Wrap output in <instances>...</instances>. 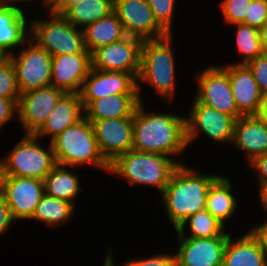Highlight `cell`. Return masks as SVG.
Instances as JSON below:
<instances>
[{"mask_svg":"<svg viewBox=\"0 0 267 266\" xmlns=\"http://www.w3.org/2000/svg\"><path fill=\"white\" fill-rule=\"evenodd\" d=\"M145 106L140 101L133 114V150L167 155L179 165L184 164L177 158L188 149L186 116L171 110L170 113L150 112Z\"/></svg>","mask_w":267,"mask_h":266,"instance_id":"1","label":"cell"},{"mask_svg":"<svg viewBox=\"0 0 267 266\" xmlns=\"http://www.w3.org/2000/svg\"><path fill=\"white\" fill-rule=\"evenodd\" d=\"M200 171L188 166L187 163L180 164L160 195L164 203L165 216L174 230L190 215L206 209L208 190L220 175L202 174Z\"/></svg>","mask_w":267,"mask_h":266,"instance_id":"2","label":"cell"},{"mask_svg":"<svg viewBox=\"0 0 267 266\" xmlns=\"http://www.w3.org/2000/svg\"><path fill=\"white\" fill-rule=\"evenodd\" d=\"M174 34L159 39H145L141 45L140 73L137 78L139 99L142 98V84L151 87L168 105L175 98L176 83V47L172 46ZM170 103V104H169Z\"/></svg>","mask_w":267,"mask_h":266,"instance_id":"3","label":"cell"},{"mask_svg":"<svg viewBox=\"0 0 267 266\" xmlns=\"http://www.w3.org/2000/svg\"><path fill=\"white\" fill-rule=\"evenodd\" d=\"M179 164L162 154L130 150L110 163L109 175L126 179L130 186H150L161 195ZM145 185V186H144Z\"/></svg>","mask_w":267,"mask_h":266,"instance_id":"4","label":"cell"},{"mask_svg":"<svg viewBox=\"0 0 267 266\" xmlns=\"http://www.w3.org/2000/svg\"><path fill=\"white\" fill-rule=\"evenodd\" d=\"M56 164L75 167H94L109 173L110 164L103 157L91 122L85 117L66 128L50 141Z\"/></svg>","mask_w":267,"mask_h":266,"instance_id":"5","label":"cell"},{"mask_svg":"<svg viewBox=\"0 0 267 266\" xmlns=\"http://www.w3.org/2000/svg\"><path fill=\"white\" fill-rule=\"evenodd\" d=\"M47 12L46 19H30L31 40L51 56L90 53L85 47L82 28L75 27L63 15Z\"/></svg>","mask_w":267,"mask_h":266,"instance_id":"6","label":"cell"},{"mask_svg":"<svg viewBox=\"0 0 267 266\" xmlns=\"http://www.w3.org/2000/svg\"><path fill=\"white\" fill-rule=\"evenodd\" d=\"M22 136L14 148L2 156L4 175L43 180L56 165L52 145L49 141V145L43 147L34 134Z\"/></svg>","mask_w":267,"mask_h":266,"instance_id":"7","label":"cell"},{"mask_svg":"<svg viewBox=\"0 0 267 266\" xmlns=\"http://www.w3.org/2000/svg\"><path fill=\"white\" fill-rule=\"evenodd\" d=\"M186 114V141L189 146L207 136L222 147L232 144L236 118L199 103L194 97ZM203 134V135H202Z\"/></svg>","mask_w":267,"mask_h":266,"instance_id":"8","label":"cell"},{"mask_svg":"<svg viewBox=\"0 0 267 266\" xmlns=\"http://www.w3.org/2000/svg\"><path fill=\"white\" fill-rule=\"evenodd\" d=\"M20 49L10 56L20 94L50 86L52 56L31 39Z\"/></svg>","mask_w":267,"mask_h":266,"instance_id":"9","label":"cell"},{"mask_svg":"<svg viewBox=\"0 0 267 266\" xmlns=\"http://www.w3.org/2000/svg\"><path fill=\"white\" fill-rule=\"evenodd\" d=\"M195 75L197 88L194 98L199 103L236 119L242 116L236 108L228 73L219 64L200 68Z\"/></svg>","mask_w":267,"mask_h":266,"instance_id":"10","label":"cell"},{"mask_svg":"<svg viewBox=\"0 0 267 266\" xmlns=\"http://www.w3.org/2000/svg\"><path fill=\"white\" fill-rule=\"evenodd\" d=\"M142 42L138 37L127 35L120 41L99 47L91 53V68L131 73L137 79Z\"/></svg>","mask_w":267,"mask_h":266,"instance_id":"11","label":"cell"},{"mask_svg":"<svg viewBox=\"0 0 267 266\" xmlns=\"http://www.w3.org/2000/svg\"><path fill=\"white\" fill-rule=\"evenodd\" d=\"M64 94L52 85L20 94L17 121L25 134H35L42 127Z\"/></svg>","mask_w":267,"mask_h":266,"instance_id":"12","label":"cell"},{"mask_svg":"<svg viewBox=\"0 0 267 266\" xmlns=\"http://www.w3.org/2000/svg\"><path fill=\"white\" fill-rule=\"evenodd\" d=\"M15 221L30 220L45 194L43 180L4 175L2 192Z\"/></svg>","mask_w":267,"mask_h":266,"instance_id":"13","label":"cell"},{"mask_svg":"<svg viewBox=\"0 0 267 266\" xmlns=\"http://www.w3.org/2000/svg\"><path fill=\"white\" fill-rule=\"evenodd\" d=\"M113 11L128 36L145 40L168 35L156 21L147 0H115Z\"/></svg>","mask_w":267,"mask_h":266,"instance_id":"14","label":"cell"},{"mask_svg":"<svg viewBox=\"0 0 267 266\" xmlns=\"http://www.w3.org/2000/svg\"><path fill=\"white\" fill-rule=\"evenodd\" d=\"M99 149L110 164L133 149V118H109L91 122Z\"/></svg>","mask_w":267,"mask_h":266,"instance_id":"15","label":"cell"},{"mask_svg":"<svg viewBox=\"0 0 267 266\" xmlns=\"http://www.w3.org/2000/svg\"><path fill=\"white\" fill-rule=\"evenodd\" d=\"M113 94H138L137 79L131 73L91 68L80 92L84 109L93 100Z\"/></svg>","mask_w":267,"mask_h":266,"instance_id":"16","label":"cell"},{"mask_svg":"<svg viewBox=\"0 0 267 266\" xmlns=\"http://www.w3.org/2000/svg\"><path fill=\"white\" fill-rule=\"evenodd\" d=\"M177 266H222L228 237H177Z\"/></svg>","mask_w":267,"mask_h":266,"instance_id":"17","label":"cell"},{"mask_svg":"<svg viewBox=\"0 0 267 266\" xmlns=\"http://www.w3.org/2000/svg\"><path fill=\"white\" fill-rule=\"evenodd\" d=\"M91 69V53L52 56L51 85L65 93H80Z\"/></svg>","mask_w":267,"mask_h":266,"instance_id":"18","label":"cell"},{"mask_svg":"<svg viewBox=\"0 0 267 266\" xmlns=\"http://www.w3.org/2000/svg\"><path fill=\"white\" fill-rule=\"evenodd\" d=\"M228 73L229 83L238 112L242 116L256 115L262 92L246 64H220Z\"/></svg>","mask_w":267,"mask_h":266,"instance_id":"19","label":"cell"},{"mask_svg":"<svg viewBox=\"0 0 267 266\" xmlns=\"http://www.w3.org/2000/svg\"><path fill=\"white\" fill-rule=\"evenodd\" d=\"M25 9L0 1V48L10 56L30 39L31 18Z\"/></svg>","mask_w":267,"mask_h":266,"instance_id":"20","label":"cell"},{"mask_svg":"<svg viewBox=\"0 0 267 266\" xmlns=\"http://www.w3.org/2000/svg\"><path fill=\"white\" fill-rule=\"evenodd\" d=\"M85 117L80 93H65L57 102L46 122L34 134L41 141L45 137L50 141L66 128L77 124Z\"/></svg>","mask_w":267,"mask_h":266,"instance_id":"21","label":"cell"},{"mask_svg":"<svg viewBox=\"0 0 267 266\" xmlns=\"http://www.w3.org/2000/svg\"><path fill=\"white\" fill-rule=\"evenodd\" d=\"M246 154L249 164L257 156L267 153V125L256 115L236 119L232 146Z\"/></svg>","mask_w":267,"mask_h":266,"instance_id":"22","label":"cell"},{"mask_svg":"<svg viewBox=\"0 0 267 266\" xmlns=\"http://www.w3.org/2000/svg\"><path fill=\"white\" fill-rule=\"evenodd\" d=\"M230 234L222 266H267V255L259 237L250 228L245 234Z\"/></svg>","mask_w":267,"mask_h":266,"instance_id":"23","label":"cell"},{"mask_svg":"<svg viewBox=\"0 0 267 266\" xmlns=\"http://www.w3.org/2000/svg\"><path fill=\"white\" fill-rule=\"evenodd\" d=\"M140 103L139 94H113L93 100L84 110L85 118L92 122L109 118H133Z\"/></svg>","mask_w":267,"mask_h":266,"instance_id":"24","label":"cell"},{"mask_svg":"<svg viewBox=\"0 0 267 266\" xmlns=\"http://www.w3.org/2000/svg\"><path fill=\"white\" fill-rule=\"evenodd\" d=\"M237 202L236 196L233 195L231 179L220 174L208 190L206 210L227 227L228 220L232 219L234 214H237L239 205Z\"/></svg>","mask_w":267,"mask_h":266,"instance_id":"25","label":"cell"},{"mask_svg":"<svg viewBox=\"0 0 267 266\" xmlns=\"http://www.w3.org/2000/svg\"><path fill=\"white\" fill-rule=\"evenodd\" d=\"M75 170V171H74ZM74 167L56 164L43 179L45 194L73 203L82 189L80 176Z\"/></svg>","mask_w":267,"mask_h":266,"instance_id":"26","label":"cell"},{"mask_svg":"<svg viewBox=\"0 0 267 266\" xmlns=\"http://www.w3.org/2000/svg\"><path fill=\"white\" fill-rule=\"evenodd\" d=\"M83 32L85 47L90 53L127 36L114 11L102 19L88 24Z\"/></svg>","mask_w":267,"mask_h":266,"instance_id":"27","label":"cell"},{"mask_svg":"<svg viewBox=\"0 0 267 266\" xmlns=\"http://www.w3.org/2000/svg\"><path fill=\"white\" fill-rule=\"evenodd\" d=\"M187 227L189 232H186ZM174 231L176 237L191 238L229 237L232 233L206 209L190 215Z\"/></svg>","mask_w":267,"mask_h":266,"instance_id":"28","label":"cell"},{"mask_svg":"<svg viewBox=\"0 0 267 266\" xmlns=\"http://www.w3.org/2000/svg\"><path fill=\"white\" fill-rule=\"evenodd\" d=\"M74 211L76 212V206L73 203L44 194L31 219L46 224L47 227L59 228L71 220Z\"/></svg>","mask_w":267,"mask_h":266,"instance_id":"29","label":"cell"},{"mask_svg":"<svg viewBox=\"0 0 267 266\" xmlns=\"http://www.w3.org/2000/svg\"><path fill=\"white\" fill-rule=\"evenodd\" d=\"M114 2L112 0H83L69 8L63 16L75 27L84 29L113 12Z\"/></svg>","mask_w":267,"mask_h":266,"instance_id":"30","label":"cell"},{"mask_svg":"<svg viewBox=\"0 0 267 266\" xmlns=\"http://www.w3.org/2000/svg\"><path fill=\"white\" fill-rule=\"evenodd\" d=\"M233 26L236 28L234 34L236 39V53H238L239 57H241L239 62H235L233 64H247L249 61L256 59L264 53L261 46L258 28L242 23L235 24Z\"/></svg>","mask_w":267,"mask_h":266,"instance_id":"31","label":"cell"},{"mask_svg":"<svg viewBox=\"0 0 267 266\" xmlns=\"http://www.w3.org/2000/svg\"><path fill=\"white\" fill-rule=\"evenodd\" d=\"M177 0H147L158 24L168 33L173 34V21Z\"/></svg>","mask_w":267,"mask_h":266,"instance_id":"32","label":"cell"},{"mask_svg":"<svg viewBox=\"0 0 267 266\" xmlns=\"http://www.w3.org/2000/svg\"><path fill=\"white\" fill-rule=\"evenodd\" d=\"M251 2L252 0H221L218 6L223 14V22L229 26L243 23Z\"/></svg>","mask_w":267,"mask_h":266,"instance_id":"33","label":"cell"},{"mask_svg":"<svg viewBox=\"0 0 267 266\" xmlns=\"http://www.w3.org/2000/svg\"><path fill=\"white\" fill-rule=\"evenodd\" d=\"M16 70L11 59L0 67V98L19 99Z\"/></svg>","mask_w":267,"mask_h":266,"instance_id":"34","label":"cell"},{"mask_svg":"<svg viewBox=\"0 0 267 266\" xmlns=\"http://www.w3.org/2000/svg\"><path fill=\"white\" fill-rule=\"evenodd\" d=\"M168 252L154 253L146 258H129L128 261L126 260V262L117 266H177L174 251L172 253L171 251Z\"/></svg>","mask_w":267,"mask_h":266,"instance_id":"35","label":"cell"},{"mask_svg":"<svg viewBox=\"0 0 267 266\" xmlns=\"http://www.w3.org/2000/svg\"><path fill=\"white\" fill-rule=\"evenodd\" d=\"M267 22V0H252L242 24L261 28Z\"/></svg>","mask_w":267,"mask_h":266,"instance_id":"36","label":"cell"},{"mask_svg":"<svg viewBox=\"0 0 267 266\" xmlns=\"http://www.w3.org/2000/svg\"><path fill=\"white\" fill-rule=\"evenodd\" d=\"M246 65L252 71L261 92H267V53H263Z\"/></svg>","mask_w":267,"mask_h":266,"instance_id":"37","label":"cell"},{"mask_svg":"<svg viewBox=\"0 0 267 266\" xmlns=\"http://www.w3.org/2000/svg\"><path fill=\"white\" fill-rule=\"evenodd\" d=\"M248 165V169H254L255 176L257 177L258 190L267 187V153L257 156Z\"/></svg>","mask_w":267,"mask_h":266,"instance_id":"38","label":"cell"},{"mask_svg":"<svg viewBox=\"0 0 267 266\" xmlns=\"http://www.w3.org/2000/svg\"><path fill=\"white\" fill-rule=\"evenodd\" d=\"M19 99H2L0 98V131L3 125L10 124L13 119H17V103Z\"/></svg>","mask_w":267,"mask_h":266,"instance_id":"39","label":"cell"},{"mask_svg":"<svg viewBox=\"0 0 267 266\" xmlns=\"http://www.w3.org/2000/svg\"><path fill=\"white\" fill-rule=\"evenodd\" d=\"M15 222L10 208L2 193H0V236H4Z\"/></svg>","mask_w":267,"mask_h":266,"instance_id":"40","label":"cell"},{"mask_svg":"<svg viewBox=\"0 0 267 266\" xmlns=\"http://www.w3.org/2000/svg\"><path fill=\"white\" fill-rule=\"evenodd\" d=\"M82 1L83 0H54L49 11L56 15H63L69 8Z\"/></svg>","mask_w":267,"mask_h":266,"instance_id":"41","label":"cell"},{"mask_svg":"<svg viewBox=\"0 0 267 266\" xmlns=\"http://www.w3.org/2000/svg\"><path fill=\"white\" fill-rule=\"evenodd\" d=\"M253 232L259 237L263 250L267 255V222H262L261 224L251 226Z\"/></svg>","mask_w":267,"mask_h":266,"instance_id":"42","label":"cell"},{"mask_svg":"<svg viewBox=\"0 0 267 266\" xmlns=\"http://www.w3.org/2000/svg\"><path fill=\"white\" fill-rule=\"evenodd\" d=\"M256 116L267 125V92H262L259 110Z\"/></svg>","mask_w":267,"mask_h":266,"instance_id":"43","label":"cell"},{"mask_svg":"<svg viewBox=\"0 0 267 266\" xmlns=\"http://www.w3.org/2000/svg\"><path fill=\"white\" fill-rule=\"evenodd\" d=\"M258 200L260 203V208H262L264 210V212H266L265 215H267V187L266 188H262L258 190ZM267 217V216H266ZM264 222H267V219H265Z\"/></svg>","mask_w":267,"mask_h":266,"instance_id":"44","label":"cell"},{"mask_svg":"<svg viewBox=\"0 0 267 266\" xmlns=\"http://www.w3.org/2000/svg\"><path fill=\"white\" fill-rule=\"evenodd\" d=\"M258 30L263 52L267 53V22Z\"/></svg>","mask_w":267,"mask_h":266,"instance_id":"45","label":"cell"},{"mask_svg":"<svg viewBox=\"0 0 267 266\" xmlns=\"http://www.w3.org/2000/svg\"><path fill=\"white\" fill-rule=\"evenodd\" d=\"M10 59V55L0 48V67Z\"/></svg>","mask_w":267,"mask_h":266,"instance_id":"46","label":"cell"},{"mask_svg":"<svg viewBox=\"0 0 267 266\" xmlns=\"http://www.w3.org/2000/svg\"><path fill=\"white\" fill-rule=\"evenodd\" d=\"M0 1L3 3L15 4V5H19V2H20V6L22 5L21 3L24 4V2L27 4V1H28V3H30L29 2L30 0H0Z\"/></svg>","mask_w":267,"mask_h":266,"instance_id":"47","label":"cell"},{"mask_svg":"<svg viewBox=\"0 0 267 266\" xmlns=\"http://www.w3.org/2000/svg\"><path fill=\"white\" fill-rule=\"evenodd\" d=\"M3 178H4L3 159H0V193L2 192Z\"/></svg>","mask_w":267,"mask_h":266,"instance_id":"48","label":"cell"},{"mask_svg":"<svg viewBox=\"0 0 267 266\" xmlns=\"http://www.w3.org/2000/svg\"><path fill=\"white\" fill-rule=\"evenodd\" d=\"M31 2L33 0H30ZM35 1V0H34ZM37 1H41V0H37ZM42 7L44 6L45 8H48V10L50 9V7L53 5V0H42Z\"/></svg>","mask_w":267,"mask_h":266,"instance_id":"49","label":"cell"}]
</instances>
